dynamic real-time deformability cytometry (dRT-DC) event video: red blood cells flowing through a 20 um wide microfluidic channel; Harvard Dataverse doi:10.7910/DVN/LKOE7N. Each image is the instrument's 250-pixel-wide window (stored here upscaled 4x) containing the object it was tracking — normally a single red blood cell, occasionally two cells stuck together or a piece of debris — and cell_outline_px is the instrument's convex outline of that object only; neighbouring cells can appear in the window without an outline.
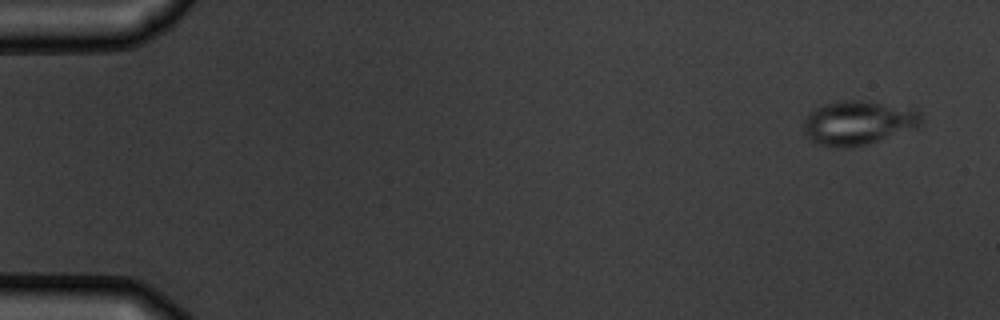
{"species": "common noctule bat (a hibernating species)", "species_latin": "Nyctalus noctula", "temperature_condition": "warm", "stored_images_in_passage": 6, "camera_frame_rate_fps": 3000, "um_per_image_px": 0.085, "animal": {"sex": "male", "body_mass_g": 19.5, "forearm_length_mm": 54.6}, "frame": {"image": 1, "passage_image": 1, "time_ms": 0.0, "image_size_px": [1000, 320], "cell_outline_px": [[920, 124], [916, 128], [868, 144], [852, 148], [836, 148], [820, 144], [812, 140], [804, 132], [800, 124], [808, 112], [824, 104], [836, 100], [868, 100], [920, 112]], "centroid_in_image_um": [72.85, 10.44], "position_along_channel_um": 12.2, "area_um2": 30.35}}